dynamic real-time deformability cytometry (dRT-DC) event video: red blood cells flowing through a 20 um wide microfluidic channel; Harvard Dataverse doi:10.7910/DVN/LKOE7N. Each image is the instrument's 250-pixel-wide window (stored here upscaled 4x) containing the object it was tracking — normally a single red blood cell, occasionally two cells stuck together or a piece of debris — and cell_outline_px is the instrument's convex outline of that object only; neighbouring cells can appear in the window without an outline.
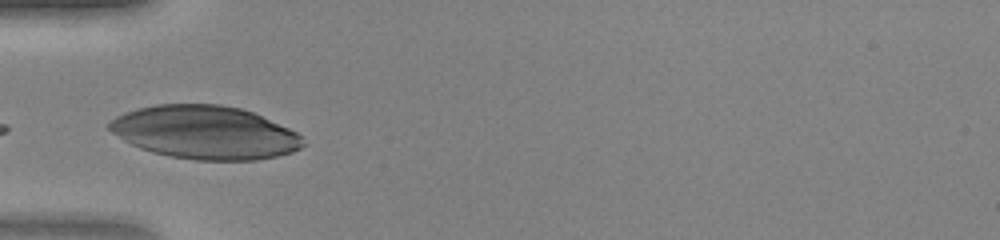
{"species": "human", "species_latin": "Homo sapiens", "temperature_condition": "warm", "stored_images_in_passage": 27, "camera_frame_rate_fps": 3000, "um_per_image_px": 0.085, "donor": {"sex": "female"}, "frame": {"image": 1, "passage_image": 8, "time_ms": 2.333, "image_size_px": [1000, 240], "cell_outline_px": [[304, 144], [300, 148], [292, 152], [276, 156], [256, 160], [196, 160], [172, 156], [152, 152], [140, 148], [124, 140], [112, 132], [108, 128], [108, 124], [116, 116], [140, 108], [156, 104], [220, 104], [240, 108], [252, 112], [288, 128], [304, 136]], "centroid_in_image_um": [17.44, 11.26], "position_along_channel_um": 67.6, "area_um2": 59.71}}